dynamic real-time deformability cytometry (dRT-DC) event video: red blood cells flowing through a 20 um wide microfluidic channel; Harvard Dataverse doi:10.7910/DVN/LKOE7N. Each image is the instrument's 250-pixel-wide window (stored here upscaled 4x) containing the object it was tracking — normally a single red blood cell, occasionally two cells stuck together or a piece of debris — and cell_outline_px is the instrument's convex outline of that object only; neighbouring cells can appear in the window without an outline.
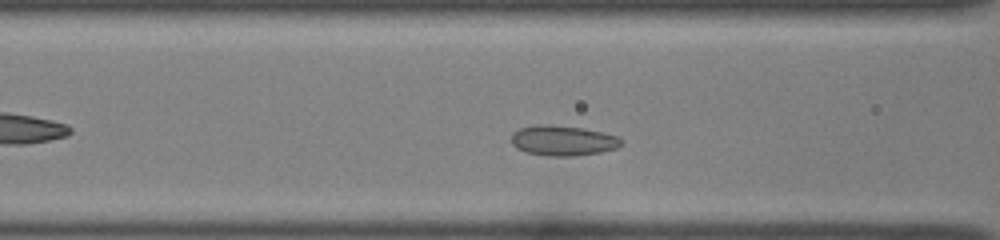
{"species": "common noctule bat (a hibernating species)", "species_latin": "Nyctalus noctula", "temperature_condition": "room temperature", "stored_images_in_passage": 38, "camera_frame_rate_fps": 3000, "um_per_image_px": 0.085, "animal": {"sex": "female", "body_mass_g": 22.0, "forearm_length_mm": 56.7}, "frame": {"image": 1, "passage_image": 9, "time_ms": 2.667, "image_size_px": [1000, 240], "cell_outline_px": [[620, 144], [616, 148], [600, 152], [572, 156], [548, 156], [528, 152], [516, 148], [512, 144], [512, 132], [520, 128], [536, 124], [548, 124], [584, 128], [620, 136]], "centroid_in_image_um": [47.82, 11.93], "position_along_channel_um": 118.8, "area_um2": 19.31}}
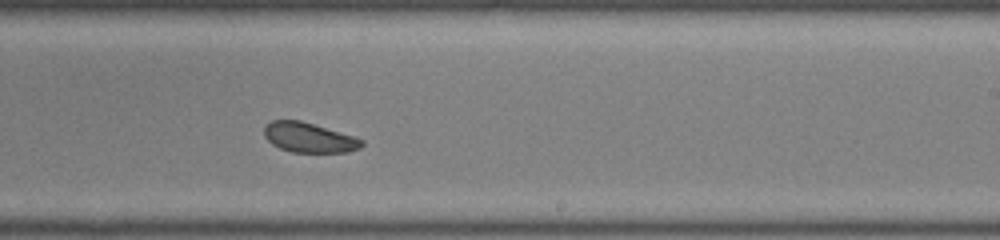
{"frame": {"image": 2, "passage_image": 20, "time_ms": 6.333, "image_size_px": [1000, 240], "cell_outline_px": [[364, 144], [360, 148], [348, 152], [292, 152], [280, 148], [272, 144], [264, 136], [264, 128], [272, 120], [300, 120], [352, 136], [364, 140]], "centroid_in_image_um": [26.26, 11.7], "position_along_channel_um": 262.7, "area_um2": 16.76}}
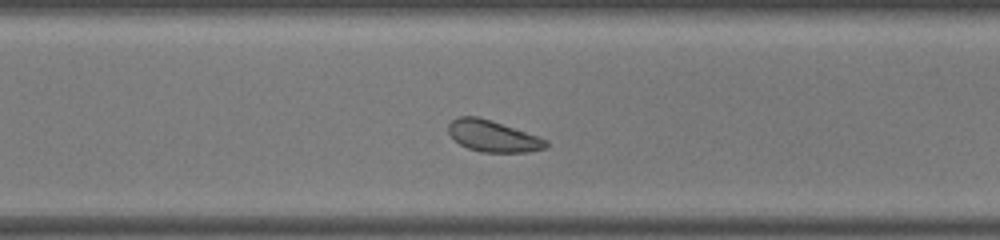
{"frame": {"image": 3, "passage_image": 25, "time_ms": 8.0, "image_size_px": [1000, 240], "cell_outline_px": [[548, 148], [528, 152], [480, 152], [468, 148], [460, 144], [448, 132], [448, 124], [452, 120], [460, 116], [476, 116], [548, 140]], "centroid_in_image_um": [41.89, 11.59], "position_along_channel_um": 328.7, "area_um2": 17.46}, "authors_computed_cell_mechanics": {"area_um2": 18.6983, "velocity_mm_per_s": 3.9429, "shape_relaxation_time_tau1_ms": 1.6591, "shape_relaxation_time_tau2_ms": 1.6263, "deformation_change_tau1": 0.0484, "deformation_change_tau2": 0.0561}}